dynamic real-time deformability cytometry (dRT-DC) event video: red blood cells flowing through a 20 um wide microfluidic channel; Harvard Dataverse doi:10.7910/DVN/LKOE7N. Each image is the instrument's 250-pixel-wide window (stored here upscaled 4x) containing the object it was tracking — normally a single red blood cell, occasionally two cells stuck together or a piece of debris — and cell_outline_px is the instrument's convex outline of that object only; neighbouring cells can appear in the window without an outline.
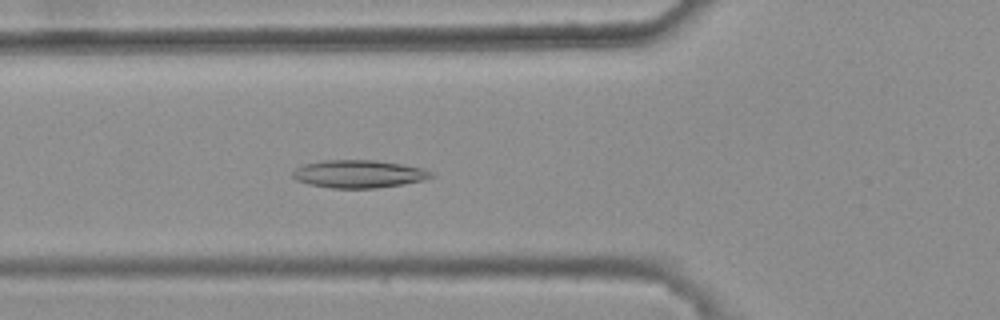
{"species": "common noctule bat (a hibernating species)", "species_latin": "Nyctalus noctula", "temperature_condition": "warm", "stored_images_in_passage": 40, "camera_frame_rate_fps": 3000, "um_per_image_px": 0.085, "animal": {"sex": "female", "body_mass_g": 25.1}, "frame": {"image": 1, "passage_image": 19, "time_ms": 6.0, "image_size_px": [1000, 320], "cell_outline_px": [[436, 176], [424, 180], [404, 184], [376, 188], [332, 188], [308, 184], [296, 180], [292, 176], [292, 172], [296, 168], [304, 164], [324, 160], [376, 160], [424, 168], [432, 172]], "centroid_in_image_um": [30.51, 14.79], "position_along_channel_um": 95.3, "area_um2": 22.54}}
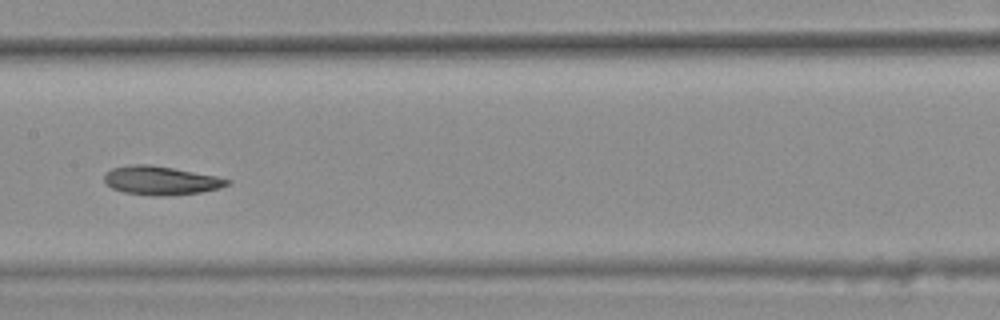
{"frame": {"image": 2, "passage_image": 27, "time_ms": 8.667, "image_size_px": [1000, 320], "cell_outline_px": [[232, 184], [220, 188], [200, 192], [164, 196], [152, 196], [124, 192], [112, 188], [104, 180], [104, 176], [112, 168], [132, 164], [148, 164], [172, 168], [216, 176], [232, 180]], "centroid_in_image_um": [13.7, 15.35], "position_along_channel_um": 193.7, "area_um2": 20.46}}
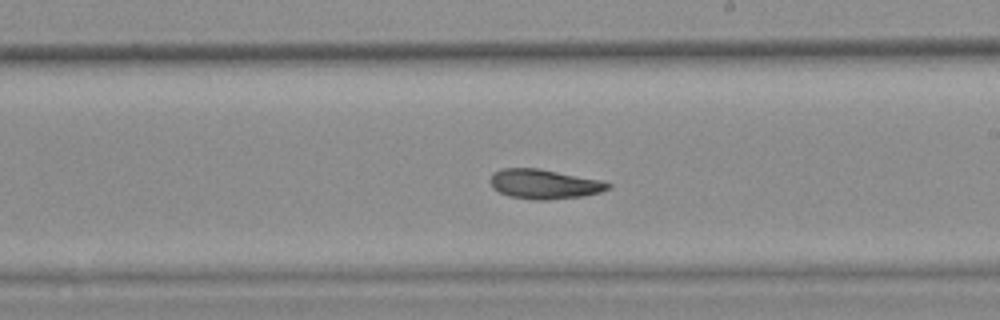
{"frame": {"image": 3, "passage_image": 31, "time_ms": 10.0, "image_size_px": [1000, 320], "cell_outline_px": [[612, 188], [600, 192], [584, 196], [548, 200], [532, 200], [508, 196], [492, 188], [488, 180], [492, 172], [500, 168], [540, 168], [600, 180], [612, 184]], "centroid_in_image_um": [46.22, 15.64], "position_along_channel_um": 242.8, "area_um2": 20.69}}